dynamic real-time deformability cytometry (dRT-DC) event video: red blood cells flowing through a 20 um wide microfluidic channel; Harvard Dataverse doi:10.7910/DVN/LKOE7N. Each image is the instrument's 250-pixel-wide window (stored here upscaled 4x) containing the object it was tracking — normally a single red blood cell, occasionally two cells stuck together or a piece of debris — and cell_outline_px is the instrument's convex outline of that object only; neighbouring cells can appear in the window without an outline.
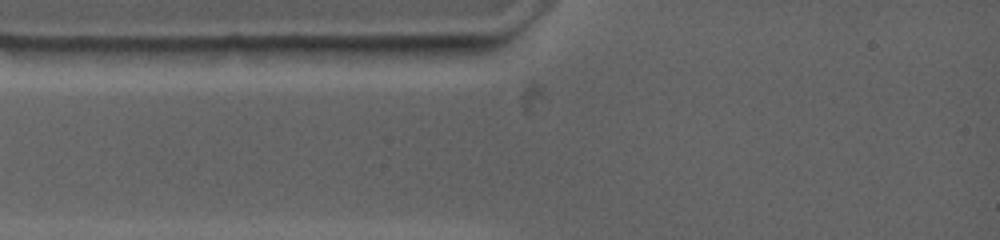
{"species": "common noctule bat (a hibernating species)", "species_latin": "Nyctalus noctula", "temperature_condition": "warm", "stored_images_in_passage": 1, "camera_frame_rate_fps": 4500, "um_per_image_px": 0.085, "animal": {"sex": "female", "body_mass_g": 19.0, "forearm_length_mm": 53.3}, "frame": {"image": 1, "passage_image": 1, "time_ms": 0.0, "image_size_px": [1000, 240], "cell_outline_px": [[484, 44], [428, 64], [404, 64], [348, 56], [336, 48], [352, 44]], "centroid_in_image_um": [34.46, 4.43], "position_along_channel_um": 50.5, "area_um2": 14.45}}